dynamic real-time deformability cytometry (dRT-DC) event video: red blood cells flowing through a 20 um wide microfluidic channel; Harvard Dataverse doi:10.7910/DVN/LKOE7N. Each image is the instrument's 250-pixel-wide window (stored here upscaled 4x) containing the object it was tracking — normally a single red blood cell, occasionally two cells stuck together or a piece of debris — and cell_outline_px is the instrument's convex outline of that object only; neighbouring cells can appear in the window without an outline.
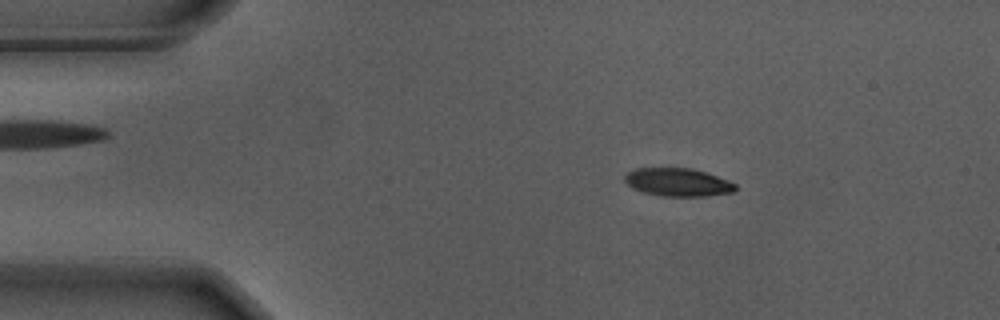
{"species": "Egyptian fruit bat (a non-hibernating species)", "species_latin": "Rousettus aegyptiacus", "temperature_condition": "warm", "stored_images_in_passage": 55, "camera_frame_rate_fps": 3000, "um_per_image_px": 0.085, "animal": {"sex": "male"}, "frame": {"image": 1, "passage_image": 9, "time_ms": 2.667, "image_size_px": [1000, 320], "cell_outline_px": [[736, 188], [732, 192], [704, 196], [664, 196], [644, 192], [632, 188], [624, 180], [624, 176], [628, 172], [636, 168], [692, 168], [728, 180], [736, 184]], "centroid_in_image_um": [57.6, 15.48], "position_along_channel_um": 27.4, "area_um2": 17.92}}
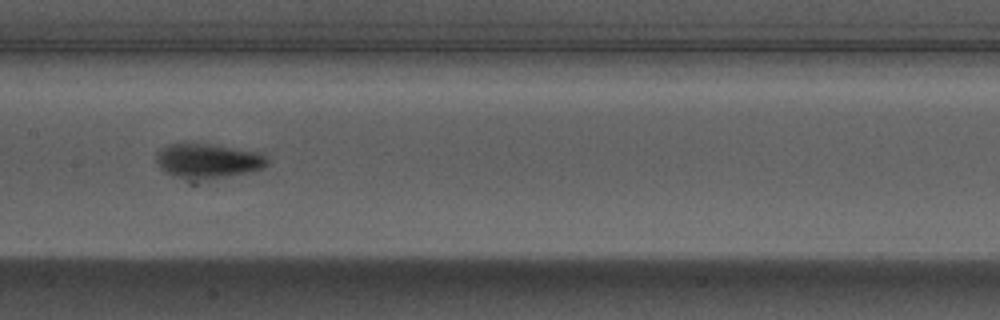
{"frame": {"image": 2, "passage_image": 27, "time_ms": 8.667, "image_size_px": [1000, 320], "cell_outline_px": [[268, 164], [264, 168], [252, 172], [192, 184], [188, 184], [160, 168], [156, 160], [156, 152], [160, 148], [168, 144], [208, 144], [260, 152], [268, 160]], "centroid_in_image_um": [17.64, 13.75], "position_along_channel_um": 189.8, "area_um2": 23.35}}
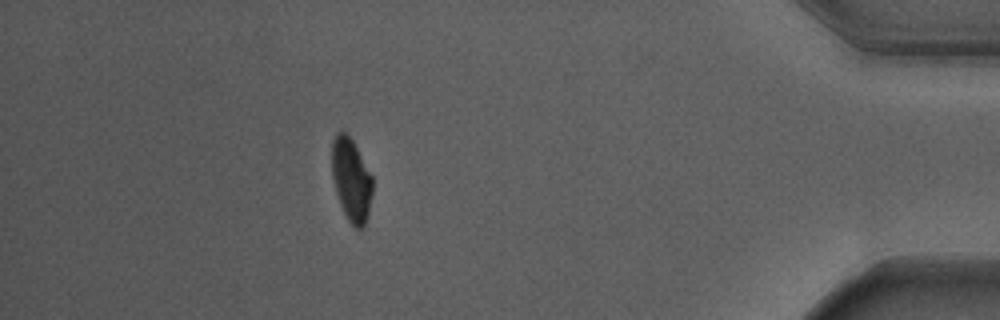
{"frame": {"image": 3, "passage_image": 49, "time_ms": 16.0, "image_size_px": [1000, 320], "cell_outline_px": [[372, 192], [368, 212], [364, 228], [356, 228], [348, 220], [340, 204], [336, 192], [332, 176], [332, 140], [336, 132], [344, 132], [352, 140], [372, 176]], "centroid_in_image_um": [29.85, 15.28], "position_along_channel_um": 405.4, "area_um2": 19.36}, "authors_computed_cell_mechanics": {"area_um2": 20.4034, "velocity_mm_per_s": 3.6796, "shape_relaxation_time_tau1_ms": 2.6792, "shape_relaxation_time_tau2_ms": null, "deformation_change_tau1": 0.1597, "deformation_change_tau2": null}}